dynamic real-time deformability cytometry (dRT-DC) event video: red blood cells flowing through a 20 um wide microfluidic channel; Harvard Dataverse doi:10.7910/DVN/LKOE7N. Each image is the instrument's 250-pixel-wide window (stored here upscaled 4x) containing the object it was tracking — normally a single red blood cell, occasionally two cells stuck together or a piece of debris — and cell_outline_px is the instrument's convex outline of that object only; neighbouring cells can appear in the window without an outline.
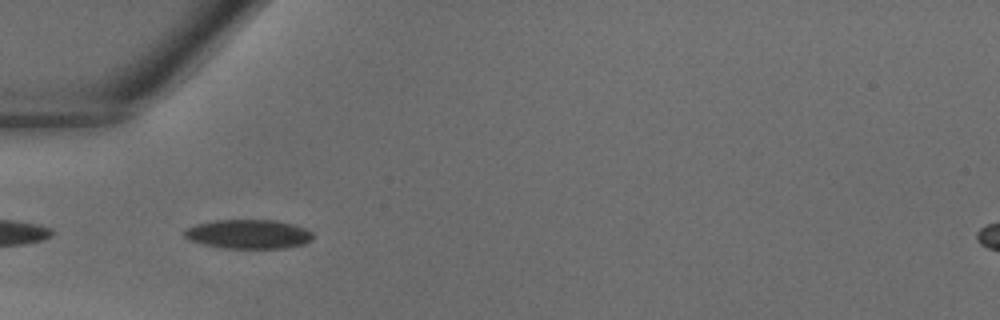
{"species": "common noctule bat (a hibernating species)", "species_latin": "Nyctalus noctula", "temperature_condition": "warm", "stored_images_in_passage": 3, "camera_frame_rate_fps": 3000, "um_per_image_px": 0.085, "animal": {"sex": "male", "body_mass_g": 18.8}, "frame": {"image": 1, "passage_image": 1, "time_ms": 0.0, "image_size_px": [1000, 320], "cell_outline_px": [[312, 240], [304, 244], [288, 248], [224, 248], [204, 244], [188, 240], [184, 236], [184, 228], [196, 224], [216, 220], [272, 220], [292, 224], [304, 228], [312, 232]], "centroid_in_image_um": [21.1, 19.9], "position_along_channel_um": 63.9, "area_um2": 21.85}}